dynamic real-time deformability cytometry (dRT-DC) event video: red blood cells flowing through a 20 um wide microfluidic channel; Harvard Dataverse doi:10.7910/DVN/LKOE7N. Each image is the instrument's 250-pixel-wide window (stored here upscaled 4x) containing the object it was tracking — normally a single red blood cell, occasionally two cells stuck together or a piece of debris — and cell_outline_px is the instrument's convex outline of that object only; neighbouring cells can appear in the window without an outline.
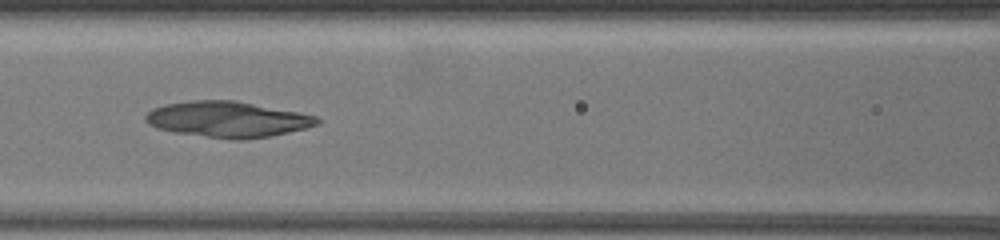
{"species": "common noctule bat (a hibernating species)", "species_latin": "Nyctalus noctula", "temperature_condition": "warm", "stored_images_in_passage": 46, "camera_frame_rate_fps": 3000, "um_per_image_px": 0.085, "animal": {"sex": "female", "body_mass_g": 19.5, "forearm_length_mm": 54.1}, "frame": {"image": 1, "passage_image": 16, "time_ms": 3.333, "image_size_px": [1000, 240], "cell_outline_px": [[320, 124], [308, 128], [272, 136], [244, 140], [232, 140], [172, 132], [156, 128], [148, 124], [144, 120], [144, 116], [152, 108], [164, 104], [192, 100], [236, 100], [316, 116], [320, 120]], "centroid_in_image_um": [19.32, 10.15], "position_along_channel_um": 147.3, "area_um2": 36.18}}
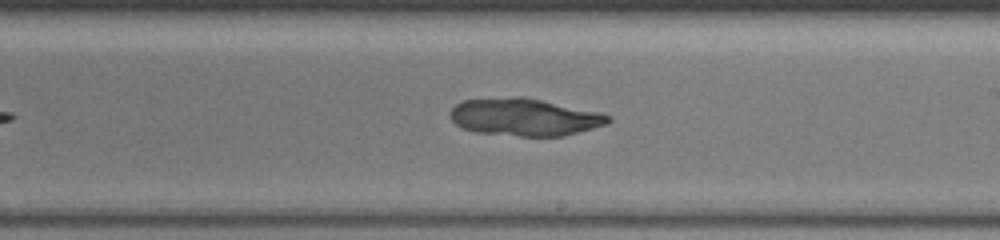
{"frame": {"image": 2, "passage_image": 25, "time_ms": 5.667, "image_size_px": [1000, 240], "cell_outline_px": [[612, 120], [608, 124], [564, 136], [520, 136], [476, 132], [464, 128], [456, 124], [448, 116], [448, 112], [456, 104], [464, 100], [516, 96], [524, 96], [600, 112], [612, 116]], "centroid_in_image_um": [44.6, 9.95], "position_along_channel_um": 244.4, "area_um2": 34.68}}
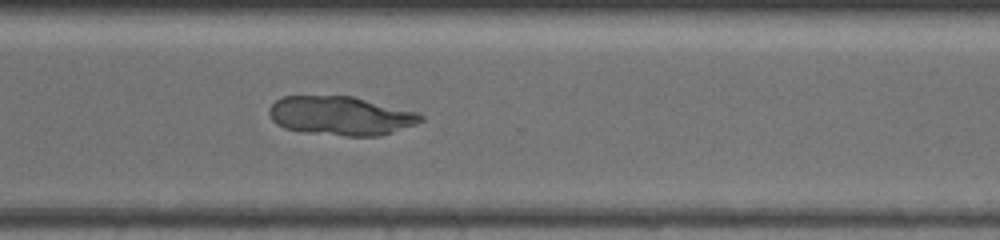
{"frame": {"image": 3, "passage_image": 33, "time_ms": 8.0, "image_size_px": [1000, 240], "cell_outline_px": [[424, 120], [416, 124], [380, 136], [344, 136], [308, 132], [284, 128], [276, 124], [272, 120], [268, 112], [268, 108], [276, 100], [284, 96], [352, 96], [416, 112], [424, 116]], "centroid_in_image_um": [28.95, 9.84], "position_along_channel_um": 341.7, "area_um2": 34.28}}